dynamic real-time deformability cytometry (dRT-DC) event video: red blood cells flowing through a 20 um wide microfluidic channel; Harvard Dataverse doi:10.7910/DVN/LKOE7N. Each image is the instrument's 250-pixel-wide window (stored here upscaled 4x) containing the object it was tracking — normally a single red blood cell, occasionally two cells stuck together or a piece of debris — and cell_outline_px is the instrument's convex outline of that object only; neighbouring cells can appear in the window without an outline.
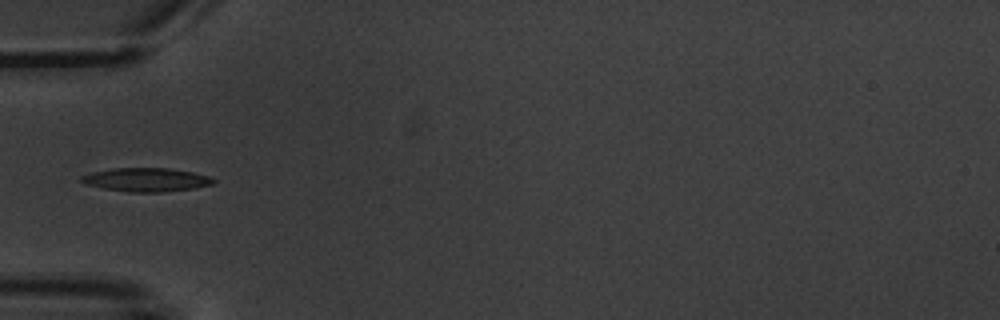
{"species": "common noctule bat (a hibernating species)", "species_latin": "Nyctalus noctula", "temperature_condition": "warm", "stored_images_in_passage": 5, "camera_frame_rate_fps": 3000, "um_per_image_px": 0.085, "animal": {"sex": "male", "body_mass_g": 20.1, "forearm_length_mm": 53.5}, "frame": {"image": 1, "passage_image": 5, "time_ms": 4.667, "image_size_px": [1000, 320], "cell_outline_px": [[216, 180], [212, 184], [196, 188], [160, 192], [132, 192], [104, 188], [84, 184], [80, 180], [80, 176], [92, 172], [112, 168], [168, 168], [192, 172], [208, 176]], "centroid_in_image_um": [12.41, 15.27], "position_along_channel_um": 72.6, "area_um2": 18.09}}